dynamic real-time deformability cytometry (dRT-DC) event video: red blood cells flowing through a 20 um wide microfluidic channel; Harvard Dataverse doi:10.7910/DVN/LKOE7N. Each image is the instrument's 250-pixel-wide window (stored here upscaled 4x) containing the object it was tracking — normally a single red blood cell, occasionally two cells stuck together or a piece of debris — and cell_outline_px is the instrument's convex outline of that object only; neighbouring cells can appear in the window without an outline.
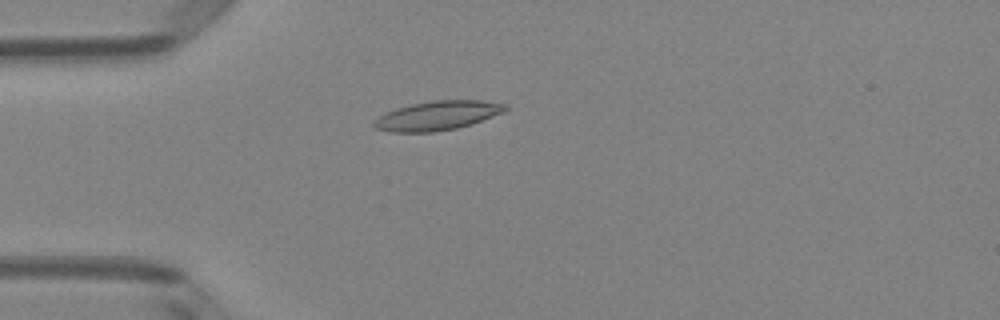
{"species": "Egyptian fruit bat (a non-hibernating species)", "species_latin": "Rousettus aegyptiacus", "temperature_condition": "room temperature", "stored_images_in_passage": 49, "camera_frame_rate_fps": 3000, "um_per_image_px": 0.085, "animal": {"sex": "female"}, "frame": {"image": 1, "passage_image": 12, "time_ms": 3.667, "image_size_px": [1000, 320], "cell_outline_px": [[508, 108], [504, 112], [472, 124], [456, 128], [432, 132], [392, 132], [376, 128], [372, 124], [380, 116], [396, 108], [412, 104], [432, 100], [480, 100], [508, 104]], "centroid_in_image_um": [37.23, 9.82], "position_along_channel_um": 47.8, "area_um2": 22.2}}
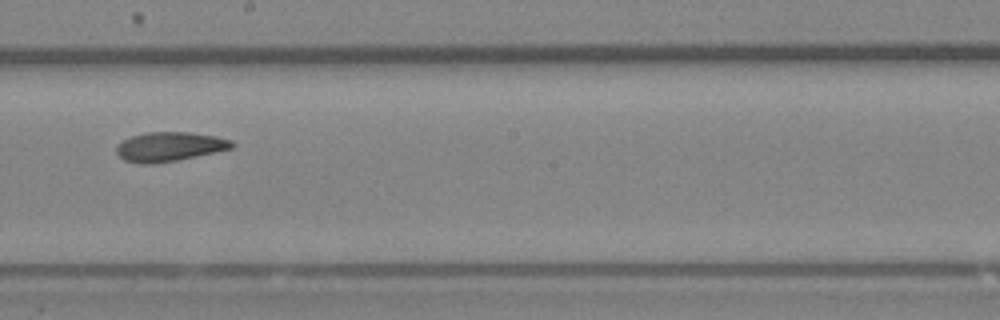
{"frame": {"image": 2, "passage_image": 27, "time_ms": 8.667, "image_size_px": [1000, 320], "cell_outline_px": [[236, 144], [232, 148], [196, 156], [176, 160], [152, 164], [140, 164], [124, 160], [116, 152], [116, 148], [124, 140], [132, 136], [148, 132], [188, 132], [216, 136], [232, 140]], "centroid_in_image_um": [14.42, 12.46], "position_along_channel_um": 233.8, "area_um2": 19.54}}
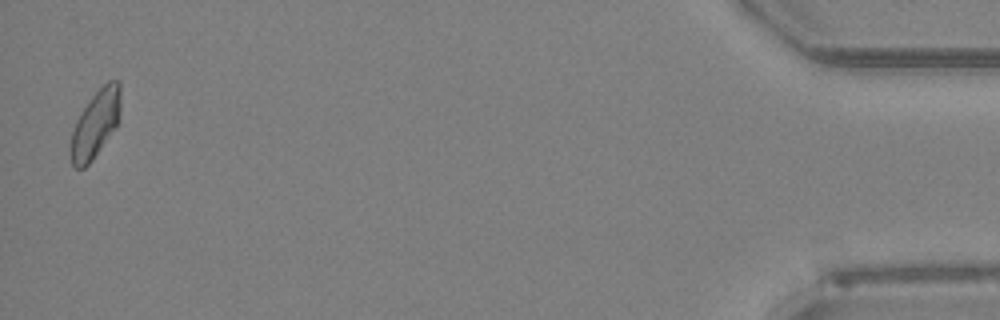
{"frame": {"image": 3, "passage_image": 48, "time_ms": 15.667, "image_size_px": [1000, 320], "cell_outline_px": [[120, 120], [116, 128], [92, 160], [84, 168], [76, 168], [72, 164], [68, 152], [72, 132], [76, 120], [80, 112], [92, 96], [108, 80], [120, 80]], "centroid_in_image_um": [8.11, 10.55], "position_along_channel_um": 427.1, "area_um2": 19.88}, "authors_computed_cell_mechanics": {"area_um2": 19.7676, "velocity_mm_per_s": 4.0339, "shape_relaxation_time_tau1_ms": 9.8817, "shape_relaxation_time_tau2_ms": 4.2778, "deformation_change_tau1": 0.232, "deformation_change_tau2": 0.1109}}